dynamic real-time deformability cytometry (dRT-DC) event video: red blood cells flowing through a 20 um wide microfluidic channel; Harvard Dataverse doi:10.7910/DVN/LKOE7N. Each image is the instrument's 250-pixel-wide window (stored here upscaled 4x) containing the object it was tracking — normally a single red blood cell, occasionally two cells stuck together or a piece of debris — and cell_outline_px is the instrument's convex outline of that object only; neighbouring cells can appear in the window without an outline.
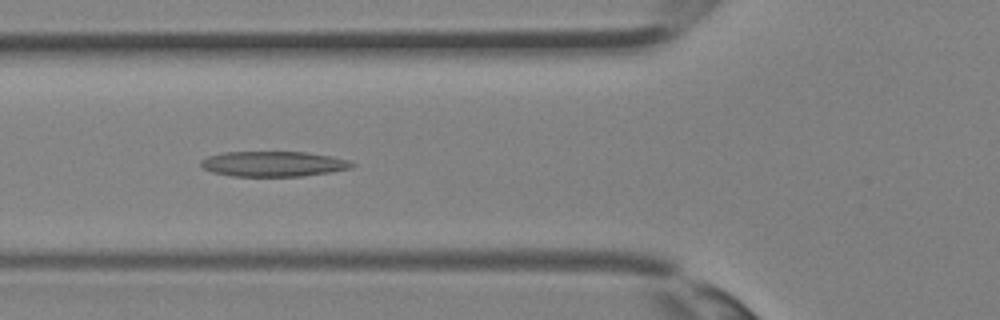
{"species": "Egyptian fruit bat (a non-hibernating species)", "species_latin": "Rousettus aegyptiacus", "temperature_condition": "room temperature", "stored_images_in_passage": 28, "camera_frame_rate_fps": 3000, "um_per_image_px": 0.085, "animal": {"sex": "female"}, "frame": {"image": 1, "passage_image": 6, "time_ms": 1.667, "image_size_px": [1000, 320], "cell_outline_px": [[356, 164], [352, 168], [328, 172], [300, 176], [232, 176], [212, 172], [204, 168], [200, 164], [200, 160], [208, 156], [224, 152], [304, 152], [332, 156], [348, 160]], "centroid_in_image_um": [23.23, 13.93], "position_along_channel_um": 102.6, "area_um2": 22.14}}
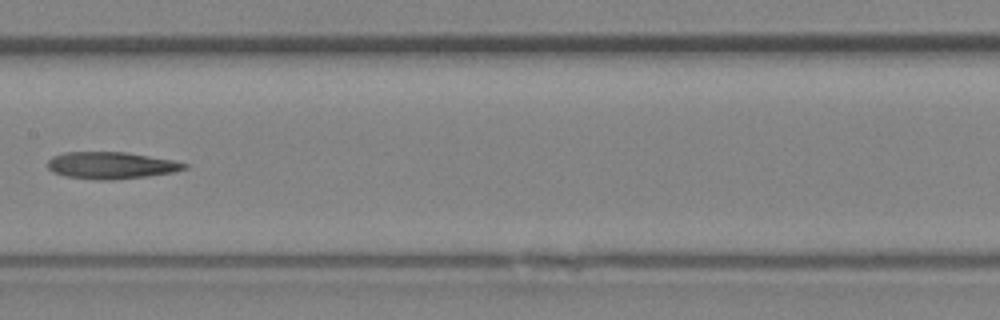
{"frame": {"image": 2, "passage_image": 11, "time_ms": 3.333, "image_size_px": [1000, 320], "cell_outline_px": [[188, 168], [172, 172], [144, 176], [112, 180], [100, 180], [68, 176], [52, 172], [48, 168], [48, 160], [52, 156], [64, 152], [124, 152], [176, 160], [188, 164]], "centroid_in_image_um": [9.45, 14.04], "position_along_channel_um": 197.9, "area_um2": 21.33}}
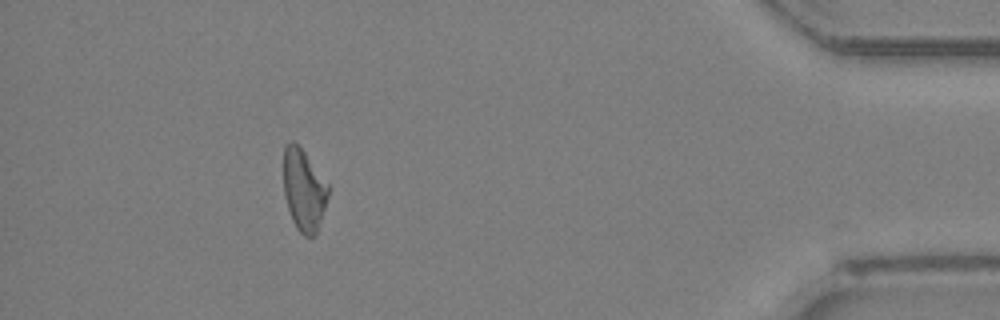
{"frame": {"image": 3, "passage_image": 25, "time_ms": 8.0, "image_size_px": [1000, 320], "cell_outline_px": [[328, 196], [316, 236], [304, 236], [296, 228], [292, 220], [284, 196], [284, 144], [292, 140], [304, 152], [328, 184]], "centroid_in_image_um": [25.81, 16.17], "position_along_channel_um": 409.4, "area_um2": 21.1}}